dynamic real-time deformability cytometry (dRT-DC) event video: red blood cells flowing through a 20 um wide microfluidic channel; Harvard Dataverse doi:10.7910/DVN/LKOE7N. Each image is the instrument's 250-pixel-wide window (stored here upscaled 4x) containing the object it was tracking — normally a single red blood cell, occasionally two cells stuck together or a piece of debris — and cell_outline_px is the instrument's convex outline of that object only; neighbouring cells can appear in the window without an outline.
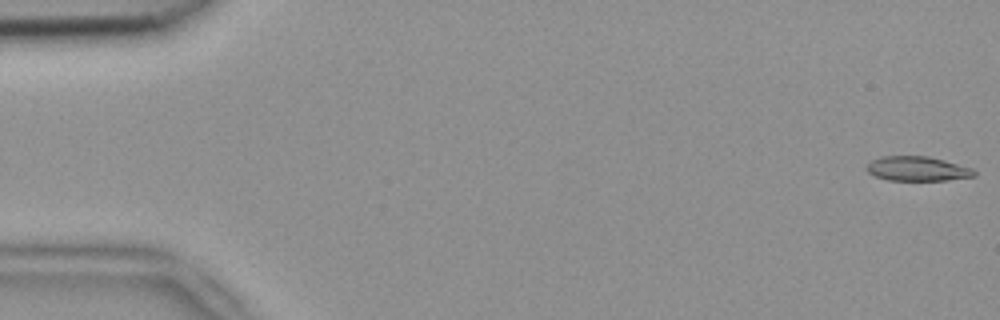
{"species": "common noctule bat (a hibernating species)", "species_latin": "Nyctalus noctula", "temperature_condition": "room temperature", "stored_images_in_passage": 6, "camera_frame_rate_fps": 3000, "um_per_image_px": 0.085, "animal": {"sex": "female", "body_mass_g": 18.4}, "frame": {"image": 1, "passage_image": 1, "time_ms": 0.0, "image_size_px": [1000, 320], "cell_outline_px": [[976, 176], [948, 180], [888, 180], [876, 176], [868, 172], [864, 168], [872, 160], [880, 156], [928, 156], [944, 160], [972, 168], [976, 172]], "centroid_in_image_um": [77.97, 14.34], "position_along_channel_um": 7.0, "area_um2": 15.37}}